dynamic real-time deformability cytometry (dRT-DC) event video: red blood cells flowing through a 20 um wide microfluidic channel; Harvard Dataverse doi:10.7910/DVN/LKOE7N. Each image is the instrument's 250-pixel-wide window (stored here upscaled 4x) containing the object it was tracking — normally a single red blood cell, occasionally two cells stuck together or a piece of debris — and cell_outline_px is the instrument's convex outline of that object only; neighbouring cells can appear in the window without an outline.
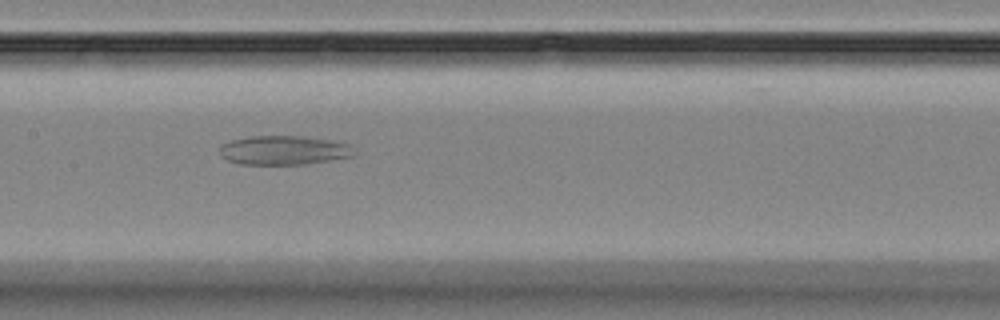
{"species": "Egyptian fruit bat (a non-hibernating species)", "species_latin": "Rousettus aegyptiacus", "temperature_condition": "room temperature", "stored_images_in_passage": 10, "camera_frame_rate_fps": 3000, "um_per_image_px": 0.085, "animal": {"sex": "female"}, "frame": {"image": 1, "passage_image": 9, "time_ms": 9.333, "image_size_px": [1000, 320], "cell_outline_px": [[356, 152], [352, 156], [304, 164], [240, 164], [228, 160], [220, 156], [220, 144], [232, 140], [248, 136], [304, 136], [352, 144], [356, 148]], "centroid_in_image_um": [24.13, 12.76], "position_along_channel_um": 183.3, "area_um2": 22.89}}